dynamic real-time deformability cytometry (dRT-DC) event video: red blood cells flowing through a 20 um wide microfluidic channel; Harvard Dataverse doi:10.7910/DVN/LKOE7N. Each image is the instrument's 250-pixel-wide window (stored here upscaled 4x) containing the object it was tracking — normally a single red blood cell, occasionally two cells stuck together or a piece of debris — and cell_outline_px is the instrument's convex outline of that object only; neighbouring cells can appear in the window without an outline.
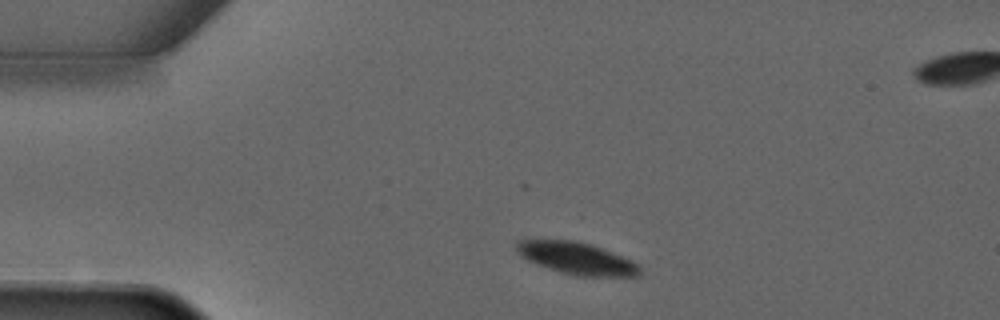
{"species": "common noctule bat (a hibernating species)", "species_latin": "Nyctalus noctula", "temperature_condition": "warm", "stored_images_in_passage": 3, "camera_frame_rate_fps": 3000, "um_per_image_px": 0.085, "animal": {"sex": "male", "forearm_length_mm": 52.5}, "frame": {"image": 1, "passage_image": 1, "time_ms": 0.0, "image_size_px": [1000, 320], "cell_outline_px": [[640, 276], [576, 276], [560, 272], [536, 264], [520, 256], [516, 252], [516, 240], [576, 240], [592, 244], [632, 260], [640, 268]], "centroid_in_image_um": [48.99, 21.95], "position_along_channel_um": 36.0, "area_um2": 23.06}}